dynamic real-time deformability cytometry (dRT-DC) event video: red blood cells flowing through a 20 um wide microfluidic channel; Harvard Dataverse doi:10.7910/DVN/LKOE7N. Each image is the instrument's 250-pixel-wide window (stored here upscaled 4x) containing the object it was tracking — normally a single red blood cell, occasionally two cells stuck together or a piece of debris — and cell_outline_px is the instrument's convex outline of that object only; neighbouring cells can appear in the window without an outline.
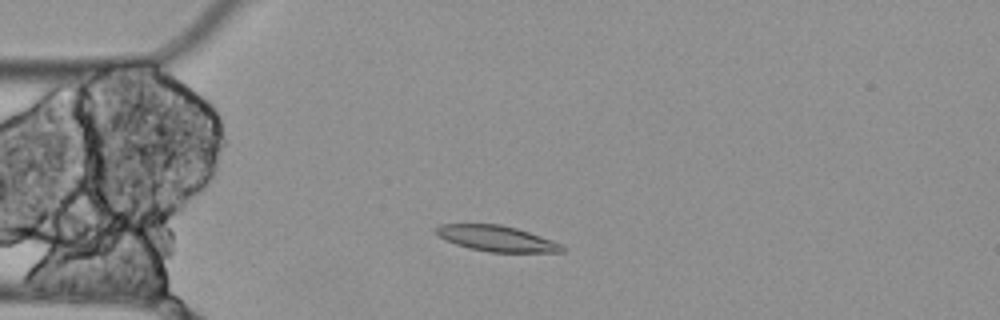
{"species": "Egyptian fruit bat (a non-hibernating species)", "species_latin": "Rousettus aegyptiacus", "temperature_condition": "cold", "stored_images_in_passage": 3, "camera_frame_rate_fps": 3000, "um_per_image_px": 0.085, "animal": {"sex": "female"}, "frame": {"image": 1, "passage_image": 2, "time_ms": 0.333, "image_size_px": [1000, 320], "cell_outline_px": [[564, 252], [488, 252], [468, 248], [444, 240], [436, 232], [436, 228], [440, 224], [500, 224], [516, 228], [552, 240], [560, 244], [564, 248]], "centroid_in_image_um": [42.19, 20.28], "position_along_channel_um": 42.8, "area_um2": 18.73}}